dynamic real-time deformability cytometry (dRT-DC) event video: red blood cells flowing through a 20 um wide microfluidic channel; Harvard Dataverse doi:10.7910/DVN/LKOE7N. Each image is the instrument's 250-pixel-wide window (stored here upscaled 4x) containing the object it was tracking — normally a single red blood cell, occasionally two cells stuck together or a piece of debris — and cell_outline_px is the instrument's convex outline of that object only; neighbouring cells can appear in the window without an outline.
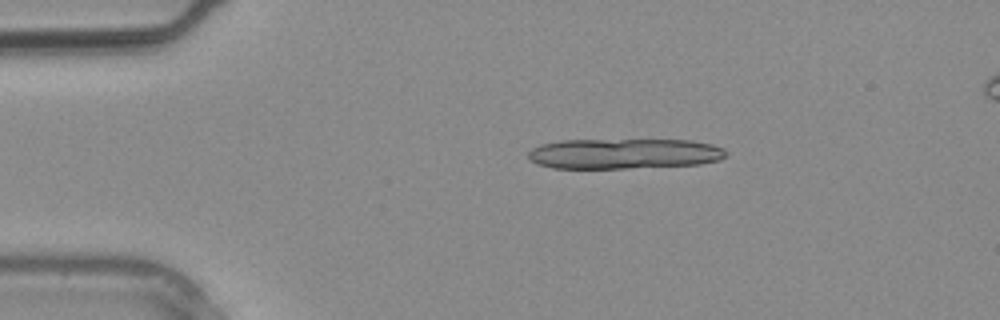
{"species": "common noctule bat (a hibernating species)", "species_latin": "Nyctalus noctula", "temperature_condition": "warm", "stored_images_in_passage": 3, "camera_frame_rate_fps": 3000, "um_per_image_px": 0.085, "animal": {"sex": "male", "body_mass_g": 20.4}, "frame": {"image": 1, "passage_image": 2, "time_ms": 0.333, "image_size_px": [1000, 320], "cell_outline_px": [[728, 152], [720, 160], [700, 164], [628, 168], [552, 168], [536, 164], [528, 160], [528, 152], [532, 148], [540, 144], [560, 140], [692, 140], [712, 144], [724, 148]], "centroid_in_image_um": [53.02, 13.06], "position_along_channel_um": 32.0, "area_um2": 35.26}}